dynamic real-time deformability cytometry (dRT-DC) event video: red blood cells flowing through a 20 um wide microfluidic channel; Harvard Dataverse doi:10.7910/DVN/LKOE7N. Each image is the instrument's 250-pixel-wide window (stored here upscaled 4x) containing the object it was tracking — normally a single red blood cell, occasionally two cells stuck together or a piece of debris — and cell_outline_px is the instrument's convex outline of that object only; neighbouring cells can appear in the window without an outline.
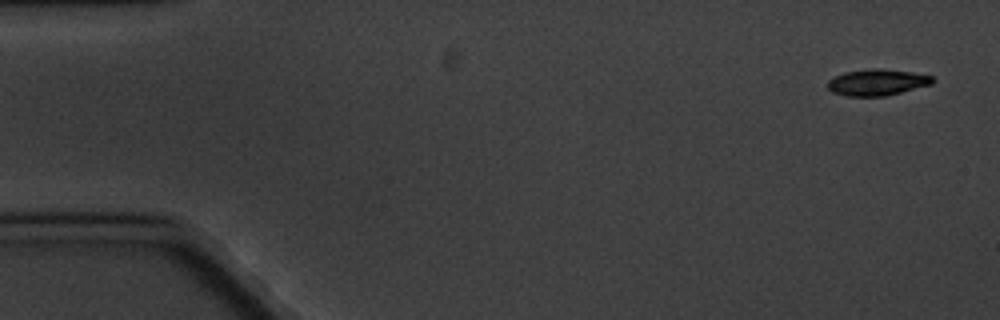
{"species": "common noctule bat (a hibernating species)", "species_latin": "Nyctalus noctula", "temperature_condition": "cold", "stored_images_in_passage": 5, "camera_frame_rate_fps": 3000, "um_per_image_px": 0.085, "animal": {"sex": "male", "body_mass_g": 20.1, "forearm_length_mm": 53.5}, "frame": {"image": 1, "passage_image": 1, "time_ms": 0.0, "image_size_px": [1000, 320], "cell_outline_px": [[936, 80], [932, 84], [884, 96], [848, 96], [832, 92], [828, 88], [828, 80], [844, 72], [872, 68], [880, 68], [912, 72], [932, 76]], "centroid_in_image_um": [74.56, 6.99], "position_along_channel_um": 10.4, "area_um2": 16.01}}